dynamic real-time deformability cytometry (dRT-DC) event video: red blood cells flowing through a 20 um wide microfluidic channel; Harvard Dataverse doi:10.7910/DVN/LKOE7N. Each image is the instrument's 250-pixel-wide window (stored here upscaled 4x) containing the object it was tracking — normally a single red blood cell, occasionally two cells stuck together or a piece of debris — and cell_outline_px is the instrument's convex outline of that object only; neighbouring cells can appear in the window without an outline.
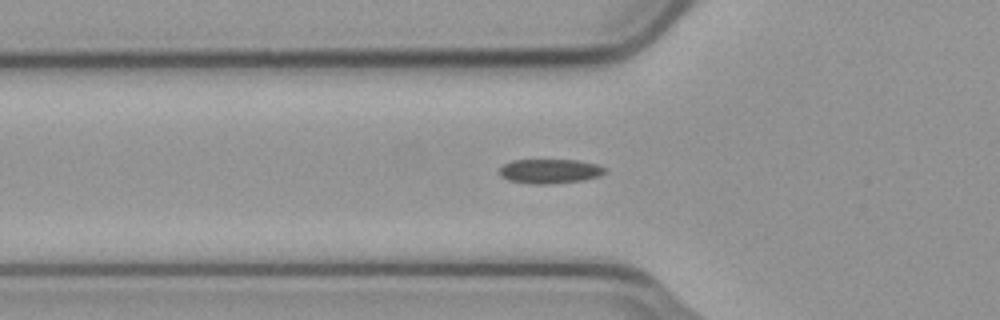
{"species": "common noctule bat (a hibernating species)", "species_latin": "Nyctalus noctula", "temperature_condition": "cold", "stored_images_in_passage": 34, "segment_of_instrument_passage": [1, 2], "camera_frame_rate_fps": 3000, "um_per_image_px": 0.085, "animal": {"sex": "male", "body_mass_g": 23.1, "forearm_length_mm": 52.7}, "frame": {"image": 1, "passage_image": 4, "time_ms": 1.0, "image_size_px": [1000, 320], "cell_outline_px": [[608, 172], [600, 176], [584, 180], [548, 184], [532, 184], [508, 180], [500, 176], [500, 168], [504, 164], [512, 160], [576, 160], [596, 164], [608, 168]], "centroid_in_image_um": [46.78, 14.55], "position_along_channel_um": 79.0, "area_um2": 15.14}}
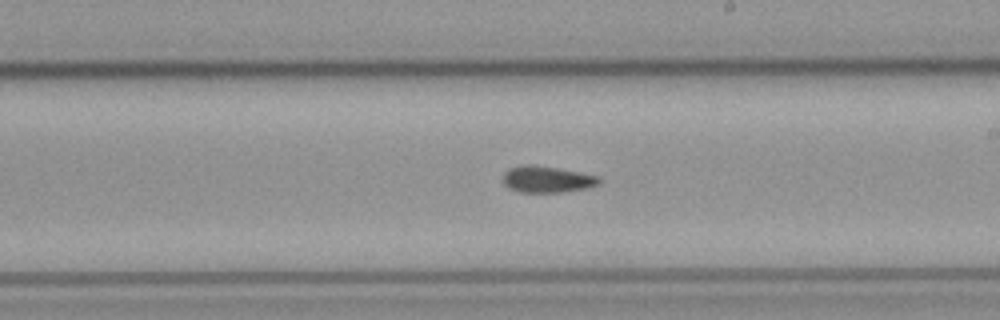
{"frame": {"image": 2, "passage_image": 17, "time_ms": 5.333, "image_size_px": [1000, 320], "cell_outline_px": [[600, 184], [588, 188], [560, 192], [520, 192], [508, 188], [504, 184], [504, 172], [508, 168], [528, 164], [532, 164], [580, 172], [600, 176]], "centroid_in_image_um": [46.51, 15.24], "position_along_channel_um": 242.5, "area_um2": 14.85}}
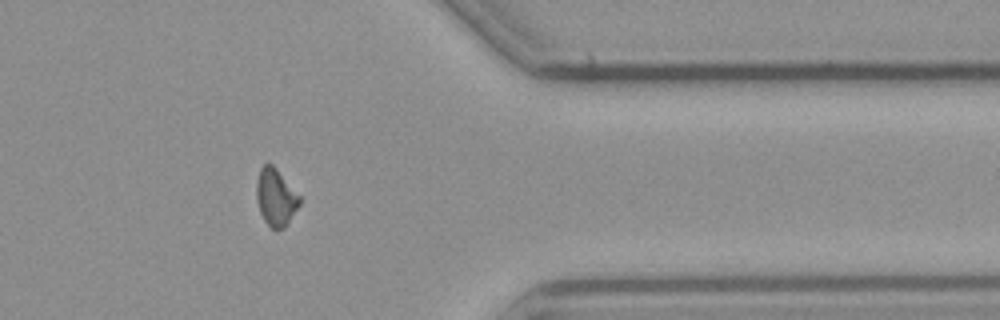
{"frame": {"image": 3, "passage_image": 30, "time_ms": 9.667, "image_size_px": [1000, 320], "cell_outline_px": [[300, 204], [284, 228], [276, 232], [264, 220], [260, 212], [256, 200], [256, 180], [260, 168], [264, 164], [272, 164], [276, 168], [300, 196]], "centroid_in_image_um": [23.42, 16.78], "position_along_channel_um": 388.0, "area_um2": 14.39}}